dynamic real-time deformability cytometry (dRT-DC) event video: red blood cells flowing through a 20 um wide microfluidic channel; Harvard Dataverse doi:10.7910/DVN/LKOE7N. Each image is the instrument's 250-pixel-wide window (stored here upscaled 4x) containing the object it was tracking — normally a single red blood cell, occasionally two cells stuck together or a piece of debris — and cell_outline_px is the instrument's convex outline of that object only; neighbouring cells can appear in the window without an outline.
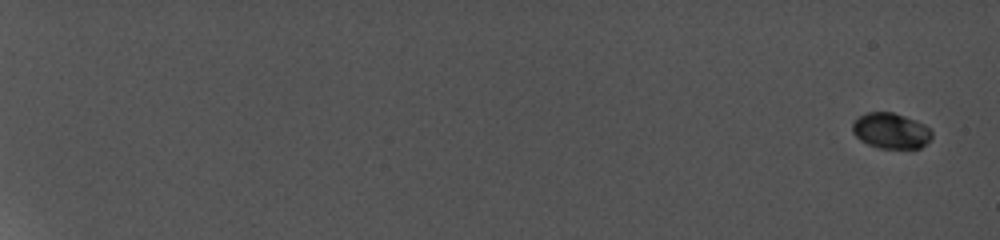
{"species": "common noctule bat (a hibernating species)", "species_latin": "Nyctalus noctula", "temperature_condition": "cold", "stored_images_in_passage": 12, "camera_frame_rate_fps": 5000, "um_per_image_px": 0.085, "animal": {"sex": "female", "body_mass_g": 19.0, "forearm_length_mm": 56.7}, "frame": {"image": 1, "passage_image": 1, "time_ms": 0.0, "image_size_px": [1000, 240], "cell_outline_px": [[932, 136], [920, 148], [884, 148], [868, 144], [860, 140], [852, 132], [852, 124], [860, 116], [868, 112], [892, 112], [916, 120], [924, 124], [932, 132]], "centroid_in_image_um": [75.72, 11.11], "position_along_channel_um": 9.3, "area_um2": 16.24}}
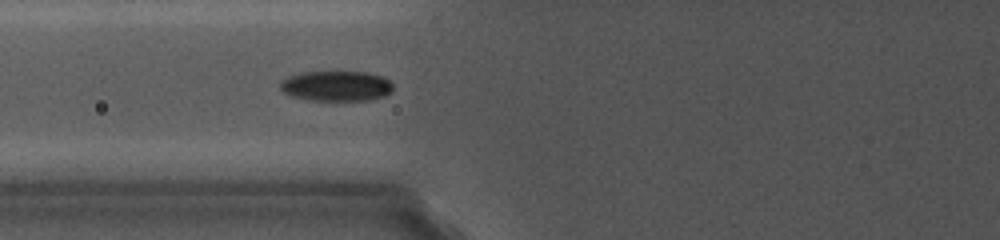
{"frame": {"image": 2, "passage_image": 9, "time_ms": 9.4, "image_size_px": [1000, 240], "cell_outline_px": [[392, 88], [384, 96], [368, 100], [312, 100], [292, 96], [284, 92], [280, 88], [280, 80], [288, 76], [300, 72], [368, 72], [384, 76], [392, 84]], "centroid_in_image_um": [28.56, 7.29], "position_along_channel_um": 97.2, "area_um2": 19.83}}
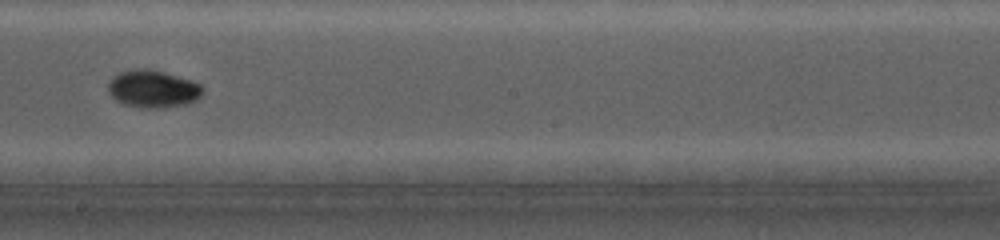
{"frame": {"image": 3, "passage_image": 12, "time_ms": 13.0, "image_size_px": [1000, 240], "cell_outline_px": [[200, 96], [192, 100], [176, 104], [156, 108], [128, 104], [112, 96], [108, 88], [108, 84], [112, 76], [120, 72], [132, 68], [148, 68], [164, 72], [200, 84]], "centroid_in_image_um": [12.92, 7.49], "position_along_channel_um": 235.3, "area_um2": 19.54}}